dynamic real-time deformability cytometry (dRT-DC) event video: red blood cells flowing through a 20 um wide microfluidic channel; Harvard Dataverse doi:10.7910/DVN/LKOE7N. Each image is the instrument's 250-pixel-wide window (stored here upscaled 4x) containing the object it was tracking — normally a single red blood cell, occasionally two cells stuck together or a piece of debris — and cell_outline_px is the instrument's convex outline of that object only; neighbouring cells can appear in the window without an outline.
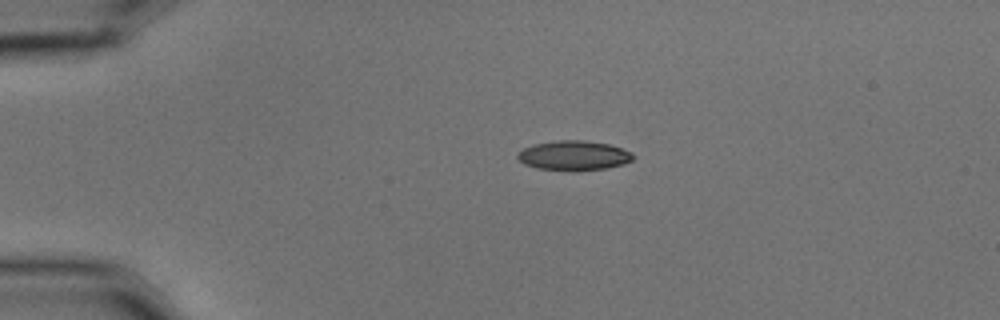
{"species": "common noctule bat (a hibernating species)", "species_latin": "Nyctalus noctula", "temperature_condition": "cold", "stored_images_in_passage": 5, "camera_frame_rate_fps": 3000, "um_per_image_px": 0.085, "animal": {"sex": "male", "body_mass_g": 15.6}, "frame": {"image": 1, "passage_image": 3, "time_ms": 0.667, "image_size_px": [1000, 320], "cell_outline_px": [[636, 156], [632, 160], [624, 164], [604, 168], [576, 172], [536, 168], [524, 164], [516, 156], [516, 152], [532, 144], [556, 140], [584, 140], [608, 144], [632, 152]], "centroid_in_image_um": [48.75, 13.23], "position_along_channel_um": 36.3, "area_um2": 20.29}}
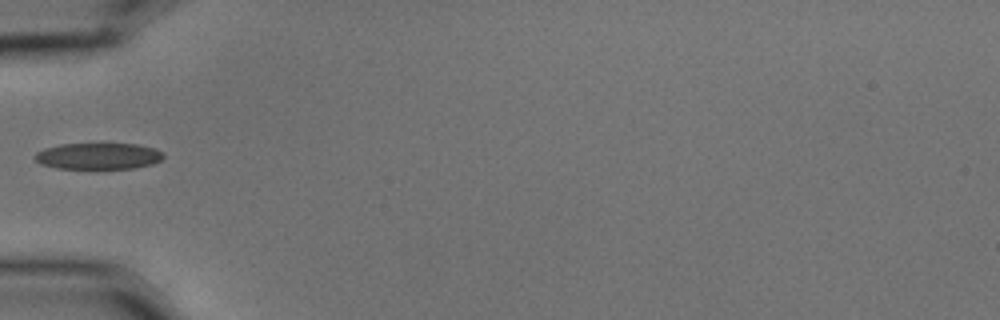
{"frame": {"image": 2, "passage_image": 5, "time_ms": 1.333, "image_size_px": [1000, 320], "cell_outline_px": [[164, 156], [160, 160], [152, 164], [136, 168], [96, 172], [56, 168], [40, 164], [32, 156], [36, 152], [44, 148], [60, 144], [136, 144], [156, 148], [164, 152]], "centroid_in_image_um": [8.34, 13.32], "position_along_channel_um": 76.7, "area_um2": 20.98}}